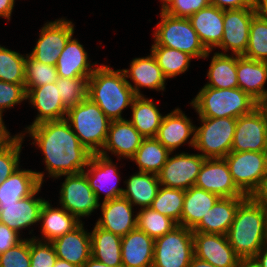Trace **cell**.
I'll return each mask as SVG.
<instances>
[{"mask_svg": "<svg viewBox=\"0 0 267 267\" xmlns=\"http://www.w3.org/2000/svg\"><path fill=\"white\" fill-rule=\"evenodd\" d=\"M44 155L50 177L82 172L92 153L80 142L66 119L45 121L25 128Z\"/></svg>", "mask_w": 267, "mask_h": 267, "instance_id": "1", "label": "cell"}, {"mask_svg": "<svg viewBox=\"0 0 267 267\" xmlns=\"http://www.w3.org/2000/svg\"><path fill=\"white\" fill-rule=\"evenodd\" d=\"M30 239H23L0 254V267H30Z\"/></svg>", "mask_w": 267, "mask_h": 267, "instance_id": "47", "label": "cell"}, {"mask_svg": "<svg viewBox=\"0 0 267 267\" xmlns=\"http://www.w3.org/2000/svg\"><path fill=\"white\" fill-rule=\"evenodd\" d=\"M26 99L37 109L38 114L32 123L36 124L65 119L67 108L64 106L58 91L56 83L45 84L44 86L34 87L27 91Z\"/></svg>", "mask_w": 267, "mask_h": 267, "instance_id": "23", "label": "cell"}, {"mask_svg": "<svg viewBox=\"0 0 267 267\" xmlns=\"http://www.w3.org/2000/svg\"><path fill=\"white\" fill-rule=\"evenodd\" d=\"M194 257L193 231L178 225L154 239L152 267H188Z\"/></svg>", "mask_w": 267, "mask_h": 267, "instance_id": "9", "label": "cell"}, {"mask_svg": "<svg viewBox=\"0 0 267 267\" xmlns=\"http://www.w3.org/2000/svg\"><path fill=\"white\" fill-rule=\"evenodd\" d=\"M25 133H19L8 146L0 149V184L19 168V158Z\"/></svg>", "mask_w": 267, "mask_h": 267, "instance_id": "45", "label": "cell"}, {"mask_svg": "<svg viewBox=\"0 0 267 267\" xmlns=\"http://www.w3.org/2000/svg\"><path fill=\"white\" fill-rule=\"evenodd\" d=\"M124 183L126 189H123L122 197L133 206H141L140 209L151 206L161 186L156 174L146 172H137Z\"/></svg>", "mask_w": 267, "mask_h": 267, "instance_id": "33", "label": "cell"}, {"mask_svg": "<svg viewBox=\"0 0 267 267\" xmlns=\"http://www.w3.org/2000/svg\"><path fill=\"white\" fill-rule=\"evenodd\" d=\"M19 236V233L0 223V254L21 242L23 239Z\"/></svg>", "mask_w": 267, "mask_h": 267, "instance_id": "50", "label": "cell"}, {"mask_svg": "<svg viewBox=\"0 0 267 267\" xmlns=\"http://www.w3.org/2000/svg\"><path fill=\"white\" fill-rule=\"evenodd\" d=\"M34 236L30 238V267H53L57 260L55 248L51 242H44Z\"/></svg>", "mask_w": 267, "mask_h": 267, "instance_id": "46", "label": "cell"}, {"mask_svg": "<svg viewBox=\"0 0 267 267\" xmlns=\"http://www.w3.org/2000/svg\"><path fill=\"white\" fill-rule=\"evenodd\" d=\"M161 21L154 31L152 46H165L188 53L194 58H207V51L188 18L174 17L161 10Z\"/></svg>", "mask_w": 267, "mask_h": 267, "instance_id": "6", "label": "cell"}, {"mask_svg": "<svg viewBox=\"0 0 267 267\" xmlns=\"http://www.w3.org/2000/svg\"><path fill=\"white\" fill-rule=\"evenodd\" d=\"M194 256L216 267H237L240 258L226 235L193 232Z\"/></svg>", "mask_w": 267, "mask_h": 267, "instance_id": "17", "label": "cell"}, {"mask_svg": "<svg viewBox=\"0 0 267 267\" xmlns=\"http://www.w3.org/2000/svg\"><path fill=\"white\" fill-rule=\"evenodd\" d=\"M44 172L16 169L0 184V204H13L32 195L43 184Z\"/></svg>", "mask_w": 267, "mask_h": 267, "instance_id": "28", "label": "cell"}, {"mask_svg": "<svg viewBox=\"0 0 267 267\" xmlns=\"http://www.w3.org/2000/svg\"><path fill=\"white\" fill-rule=\"evenodd\" d=\"M15 0H0V17L10 20Z\"/></svg>", "mask_w": 267, "mask_h": 267, "instance_id": "53", "label": "cell"}, {"mask_svg": "<svg viewBox=\"0 0 267 267\" xmlns=\"http://www.w3.org/2000/svg\"><path fill=\"white\" fill-rule=\"evenodd\" d=\"M209 5V0H170L161 10L174 17L189 18Z\"/></svg>", "mask_w": 267, "mask_h": 267, "instance_id": "49", "label": "cell"}, {"mask_svg": "<svg viewBox=\"0 0 267 267\" xmlns=\"http://www.w3.org/2000/svg\"><path fill=\"white\" fill-rule=\"evenodd\" d=\"M25 84H12L0 80V115L26 99Z\"/></svg>", "mask_w": 267, "mask_h": 267, "instance_id": "48", "label": "cell"}, {"mask_svg": "<svg viewBox=\"0 0 267 267\" xmlns=\"http://www.w3.org/2000/svg\"><path fill=\"white\" fill-rule=\"evenodd\" d=\"M224 159L237 188L245 196H257L267 181L265 152L231 151Z\"/></svg>", "mask_w": 267, "mask_h": 267, "instance_id": "7", "label": "cell"}, {"mask_svg": "<svg viewBox=\"0 0 267 267\" xmlns=\"http://www.w3.org/2000/svg\"><path fill=\"white\" fill-rule=\"evenodd\" d=\"M82 267H110L105 263L100 262L99 260L95 259L94 257H90Z\"/></svg>", "mask_w": 267, "mask_h": 267, "instance_id": "57", "label": "cell"}, {"mask_svg": "<svg viewBox=\"0 0 267 267\" xmlns=\"http://www.w3.org/2000/svg\"><path fill=\"white\" fill-rule=\"evenodd\" d=\"M200 127H195L194 149L202 152L205 159L224 158L231 152L236 130V118L199 117Z\"/></svg>", "mask_w": 267, "mask_h": 267, "instance_id": "8", "label": "cell"}, {"mask_svg": "<svg viewBox=\"0 0 267 267\" xmlns=\"http://www.w3.org/2000/svg\"><path fill=\"white\" fill-rule=\"evenodd\" d=\"M267 142V105L237 118L231 151L265 152Z\"/></svg>", "mask_w": 267, "mask_h": 267, "instance_id": "10", "label": "cell"}, {"mask_svg": "<svg viewBox=\"0 0 267 267\" xmlns=\"http://www.w3.org/2000/svg\"><path fill=\"white\" fill-rule=\"evenodd\" d=\"M237 267H261L254 258L240 259Z\"/></svg>", "mask_w": 267, "mask_h": 267, "instance_id": "58", "label": "cell"}, {"mask_svg": "<svg viewBox=\"0 0 267 267\" xmlns=\"http://www.w3.org/2000/svg\"><path fill=\"white\" fill-rule=\"evenodd\" d=\"M185 190L160 186L150 208L174 220L181 226Z\"/></svg>", "mask_w": 267, "mask_h": 267, "instance_id": "39", "label": "cell"}, {"mask_svg": "<svg viewBox=\"0 0 267 267\" xmlns=\"http://www.w3.org/2000/svg\"><path fill=\"white\" fill-rule=\"evenodd\" d=\"M81 144L92 154L105 145L111 120L89 97L67 110L65 118Z\"/></svg>", "mask_w": 267, "mask_h": 267, "instance_id": "5", "label": "cell"}, {"mask_svg": "<svg viewBox=\"0 0 267 267\" xmlns=\"http://www.w3.org/2000/svg\"><path fill=\"white\" fill-rule=\"evenodd\" d=\"M143 139L144 137L129 120H112L105 145L99 154L109 157L106 153L111 151V154L119 158L123 156V158L130 159L140 147Z\"/></svg>", "mask_w": 267, "mask_h": 267, "instance_id": "21", "label": "cell"}, {"mask_svg": "<svg viewBox=\"0 0 267 267\" xmlns=\"http://www.w3.org/2000/svg\"><path fill=\"white\" fill-rule=\"evenodd\" d=\"M122 71L126 79L130 78L133 81L134 86L127 80L136 96H143L140 93V87L156 89V91L165 89L167 78L152 53L147 57L132 59L130 69H122Z\"/></svg>", "mask_w": 267, "mask_h": 267, "instance_id": "25", "label": "cell"}, {"mask_svg": "<svg viewBox=\"0 0 267 267\" xmlns=\"http://www.w3.org/2000/svg\"><path fill=\"white\" fill-rule=\"evenodd\" d=\"M188 267H216V266L210 264L209 262L200 260L194 256L191 262L189 263Z\"/></svg>", "mask_w": 267, "mask_h": 267, "instance_id": "56", "label": "cell"}, {"mask_svg": "<svg viewBox=\"0 0 267 267\" xmlns=\"http://www.w3.org/2000/svg\"><path fill=\"white\" fill-rule=\"evenodd\" d=\"M137 215V228L156 239L171 232L178 224L152 208L140 209Z\"/></svg>", "mask_w": 267, "mask_h": 267, "instance_id": "40", "label": "cell"}, {"mask_svg": "<svg viewBox=\"0 0 267 267\" xmlns=\"http://www.w3.org/2000/svg\"><path fill=\"white\" fill-rule=\"evenodd\" d=\"M41 186L30 196L13 204H0V223L20 234V230L39 222L43 198H35Z\"/></svg>", "mask_w": 267, "mask_h": 267, "instance_id": "19", "label": "cell"}, {"mask_svg": "<svg viewBox=\"0 0 267 267\" xmlns=\"http://www.w3.org/2000/svg\"><path fill=\"white\" fill-rule=\"evenodd\" d=\"M226 236L240 259L254 258L267 244V211L256 196L239 204Z\"/></svg>", "mask_w": 267, "mask_h": 267, "instance_id": "2", "label": "cell"}, {"mask_svg": "<svg viewBox=\"0 0 267 267\" xmlns=\"http://www.w3.org/2000/svg\"><path fill=\"white\" fill-rule=\"evenodd\" d=\"M220 197L195 186L185 190L181 226L193 230Z\"/></svg>", "mask_w": 267, "mask_h": 267, "instance_id": "32", "label": "cell"}, {"mask_svg": "<svg viewBox=\"0 0 267 267\" xmlns=\"http://www.w3.org/2000/svg\"><path fill=\"white\" fill-rule=\"evenodd\" d=\"M265 154H266V156H267V142H266V150H265Z\"/></svg>", "mask_w": 267, "mask_h": 267, "instance_id": "62", "label": "cell"}, {"mask_svg": "<svg viewBox=\"0 0 267 267\" xmlns=\"http://www.w3.org/2000/svg\"><path fill=\"white\" fill-rule=\"evenodd\" d=\"M162 1V9L168 4L170 0H161Z\"/></svg>", "mask_w": 267, "mask_h": 267, "instance_id": "61", "label": "cell"}, {"mask_svg": "<svg viewBox=\"0 0 267 267\" xmlns=\"http://www.w3.org/2000/svg\"><path fill=\"white\" fill-rule=\"evenodd\" d=\"M209 82L207 87L217 89L238 88L237 55L222 52L214 53L207 72Z\"/></svg>", "mask_w": 267, "mask_h": 267, "instance_id": "36", "label": "cell"}, {"mask_svg": "<svg viewBox=\"0 0 267 267\" xmlns=\"http://www.w3.org/2000/svg\"><path fill=\"white\" fill-rule=\"evenodd\" d=\"M207 51L217 48L224 32V10L209 5L188 18Z\"/></svg>", "mask_w": 267, "mask_h": 267, "instance_id": "24", "label": "cell"}, {"mask_svg": "<svg viewBox=\"0 0 267 267\" xmlns=\"http://www.w3.org/2000/svg\"><path fill=\"white\" fill-rule=\"evenodd\" d=\"M195 127L182 110L176 108L163 117L155 138L172 153L193 135L188 144L194 148Z\"/></svg>", "mask_w": 267, "mask_h": 267, "instance_id": "22", "label": "cell"}, {"mask_svg": "<svg viewBox=\"0 0 267 267\" xmlns=\"http://www.w3.org/2000/svg\"><path fill=\"white\" fill-rule=\"evenodd\" d=\"M88 97L112 120H123L122 111L136 97L122 70L97 65L88 79Z\"/></svg>", "mask_w": 267, "mask_h": 267, "instance_id": "3", "label": "cell"}, {"mask_svg": "<svg viewBox=\"0 0 267 267\" xmlns=\"http://www.w3.org/2000/svg\"><path fill=\"white\" fill-rule=\"evenodd\" d=\"M39 222H42L40 230L44 242H52L73 231L82 223V220H79L63 207L54 208L49 201H45L40 212Z\"/></svg>", "mask_w": 267, "mask_h": 267, "instance_id": "31", "label": "cell"}, {"mask_svg": "<svg viewBox=\"0 0 267 267\" xmlns=\"http://www.w3.org/2000/svg\"><path fill=\"white\" fill-rule=\"evenodd\" d=\"M123 267H152L154 239L138 228L130 231L121 240Z\"/></svg>", "mask_w": 267, "mask_h": 267, "instance_id": "27", "label": "cell"}, {"mask_svg": "<svg viewBox=\"0 0 267 267\" xmlns=\"http://www.w3.org/2000/svg\"><path fill=\"white\" fill-rule=\"evenodd\" d=\"M66 176L60 189L59 203L66 211L77 217H89L99 208V199L89 186L83 172Z\"/></svg>", "mask_w": 267, "mask_h": 267, "instance_id": "11", "label": "cell"}, {"mask_svg": "<svg viewBox=\"0 0 267 267\" xmlns=\"http://www.w3.org/2000/svg\"><path fill=\"white\" fill-rule=\"evenodd\" d=\"M171 152L156 138H144L136 153L130 158L139 172L158 174Z\"/></svg>", "mask_w": 267, "mask_h": 267, "instance_id": "37", "label": "cell"}, {"mask_svg": "<svg viewBox=\"0 0 267 267\" xmlns=\"http://www.w3.org/2000/svg\"><path fill=\"white\" fill-rule=\"evenodd\" d=\"M255 8L224 10V32L218 48L242 56L247 49L250 25Z\"/></svg>", "mask_w": 267, "mask_h": 267, "instance_id": "15", "label": "cell"}, {"mask_svg": "<svg viewBox=\"0 0 267 267\" xmlns=\"http://www.w3.org/2000/svg\"><path fill=\"white\" fill-rule=\"evenodd\" d=\"M246 197H220L193 232L227 235L239 204Z\"/></svg>", "mask_w": 267, "mask_h": 267, "instance_id": "29", "label": "cell"}, {"mask_svg": "<svg viewBox=\"0 0 267 267\" xmlns=\"http://www.w3.org/2000/svg\"><path fill=\"white\" fill-rule=\"evenodd\" d=\"M194 186L219 197H247L235 185L224 158L205 159Z\"/></svg>", "mask_w": 267, "mask_h": 267, "instance_id": "16", "label": "cell"}, {"mask_svg": "<svg viewBox=\"0 0 267 267\" xmlns=\"http://www.w3.org/2000/svg\"><path fill=\"white\" fill-rule=\"evenodd\" d=\"M205 158L201 154L180 153L168 156L157 174L161 186L187 190L196 183Z\"/></svg>", "mask_w": 267, "mask_h": 267, "instance_id": "12", "label": "cell"}, {"mask_svg": "<svg viewBox=\"0 0 267 267\" xmlns=\"http://www.w3.org/2000/svg\"><path fill=\"white\" fill-rule=\"evenodd\" d=\"M199 117L220 118L250 114L259 104L240 88L217 89L203 86L190 103Z\"/></svg>", "mask_w": 267, "mask_h": 267, "instance_id": "4", "label": "cell"}, {"mask_svg": "<svg viewBox=\"0 0 267 267\" xmlns=\"http://www.w3.org/2000/svg\"><path fill=\"white\" fill-rule=\"evenodd\" d=\"M150 51L167 79L185 73L193 58L188 53L165 46H151Z\"/></svg>", "mask_w": 267, "mask_h": 267, "instance_id": "38", "label": "cell"}, {"mask_svg": "<svg viewBox=\"0 0 267 267\" xmlns=\"http://www.w3.org/2000/svg\"><path fill=\"white\" fill-rule=\"evenodd\" d=\"M88 79L89 77L57 78L59 95L67 109L88 97Z\"/></svg>", "mask_w": 267, "mask_h": 267, "instance_id": "44", "label": "cell"}, {"mask_svg": "<svg viewBox=\"0 0 267 267\" xmlns=\"http://www.w3.org/2000/svg\"><path fill=\"white\" fill-rule=\"evenodd\" d=\"M254 259L261 267H267V244H265L256 254Z\"/></svg>", "mask_w": 267, "mask_h": 267, "instance_id": "55", "label": "cell"}, {"mask_svg": "<svg viewBox=\"0 0 267 267\" xmlns=\"http://www.w3.org/2000/svg\"><path fill=\"white\" fill-rule=\"evenodd\" d=\"M3 115H0V149L5 148L9 144H11L19 134L15 136H10L9 131L7 130L4 122H3Z\"/></svg>", "mask_w": 267, "mask_h": 267, "instance_id": "52", "label": "cell"}, {"mask_svg": "<svg viewBox=\"0 0 267 267\" xmlns=\"http://www.w3.org/2000/svg\"><path fill=\"white\" fill-rule=\"evenodd\" d=\"M81 223L73 231L52 241L59 259L82 267L91 257V235Z\"/></svg>", "mask_w": 267, "mask_h": 267, "instance_id": "26", "label": "cell"}, {"mask_svg": "<svg viewBox=\"0 0 267 267\" xmlns=\"http://www.w3.org/2000/svg\"><path fill=\"white\" fill-rule=\"evenodd\" d=\"M100 207L102 216L96 222L98 227L120 237L137 228V215L133 217V205L126 198L102 202Z\"/></svg>", "mask_w": 267, "mask_h": 267, "instance_id": "18", "label": "cell"}, {"mask_svg": "<svg viewBox=\"0 0 267 267\" xmlns=\"http://www.w3.org/2000/svg\"><path fill=\"white\" fill-rule=\"evenodd\" d=\"M264 205L266 211H267V181L265 182L262 190L259 192V194L256 196Z\"/></svg>", "mask_w": 267, "mask_h": 267, "instance_id": "59", "label": "cell"}, {"mask_svg": "<svg viewBox=\"0 0 267 267\" xmlns=\"http://www.w3.org/2000/svg\"><path fill=\"white\" fill-rule=\"evenodd\" d=\"M87 169V171L84 169L82 172L98 199H100L102 191L105 192L103 202L122 197L123 188L117 187L120 175L116 164L112 162L110 157L92 154L87 164Z\"/></svg>", "mask_w": 267, "mask_h": 267, "instance_id": "14", "label": "cell"}, {"mask_svg": "<svg viewBox=\"0 0 267 267\" xmlns=\"http://www.w3.org/2000/svg\"><path fill=\"white\" fill-rule=\"evenodd\" d=\"M254 8L256 15L267 23V0H255Z\"/></svg>", "mask_w": 267, "mask_h": 267, "instance_id": "54", "label": "cell"}, {"mask_svg": "<svg viewBox=\"0 0 267 267\" xmlns=\"http://www.w3.org/2000/svg\"><path fill=\"white\" fill-rule=\"evenodd\" d=\"M132 119L129 121L144 138H155L163 117L152 99L136 96L131 104Z\"/></svg>", "mask_w": 267, "mask_h": 267, "instance_id": "34", "label": "cell"}, {"mask_svg": "<svg viewBox=\"0 0 267 267\" xmlns=\"http://www.w3.org/2000/svg\"><path fill=\"white\" fill-rule=\"evenodd\" d=\"M94 64L88 60V54L83 45L72 36L59 55L55 67L58 77L77 78L90 77L96 69L97 62Z\"/></svg>", "mask_w": 267, "mask_h": 267, "instance_id": "30", "label": "cell"}, {"mask_svg": "<svg viewBox=\"0 0 267 267\" xmlns=\"http://www.w3.org/2000/svg\"><path fill=\"white\" fill-rule=\"evenodd\" d=\"M238 88L247 93L259 105H267V62L237 55Z\"/></svg>", "mask_w": 267, "mask_h": 267, "instance_id": "20", "label": "cell"}, {"mask_svg": "<svg viewBox=\"0 0 267 267\" xmlns=\"http://www.w3.org/2000/svg\"><path fill=\"white\" fill-rule=\"evenodd\" d=\"M91 235V256L110 267H123L121 256L122 237L97 225Z\"/></svg>", "mask_w": 267, "mask_h": 267, "instance_id": "35", "label": "cell"}, {"mask_svg": "<svg viewBox=\"0 0 267 267\" xmlns=\"http://www.w3.org/2000/svg\"><path fill=\"white\" fill-rule=\"evenodd\" d=\"M242 56L267 62V23L256 14L250 25L246 52Z\"/></svg>", "mask_w": 267, "mask_h": 267, "instance_id": "43", "label": "cell"}, {"mask_svg": "<svg viewBox=\"0 0 267 267\" xmlns=\"http://www.w3.org/2000/svg\"><path fill=\"white\" fill-rule=\"evenodd\" d=\"M74 34V24L66 19L47 22L30 55L37 61L56 66L59 55Z\"/></svg>", "mask_w": 267, "mask_h": 267, "instance_id": "13", "label": "cell"}, {"mask_svg": "<svg viewBox=\"0 0 267 267\" xmlns=\"http://www.w3.org/2000/svg\"><path fill=\"white\" fill-rule=\"evenodd\" d=\"M57 69L53 65L39 62L27 54L25 64V89L26 92L34 87L56 83Z\"/></svg>", "mask_w": 267, "mask_h": 267, "instance_id": "42", "label": "cell"}, {"mask_svg": "<svg viewBox=\"0 0 267 267\" xmlns=\"http://www.w3.org/2000/svg\"><path fill=\"white\" fill-rule=\"evenodd\" d=\"M210 5L222 10L254 8L255 0H209Z\"/></svg>", "mask_w": 267, "mask_h": 267, "instance_id": "51", "label": "cell"}, {"mask_svg": "<svg viewBox=\"0 0 267 267\" xmlns=\"http://www.w3.org/2000/svg\"><path fill=\"white\" fill-rule=\"evenodd\" d=\"M53 267H78V266L71 264L68 261H64V260L57 258L55 265Z\"/></svg>", "mask_w": 267, "mask_h": 267, "instance_id": "60", "label": "cell"}, {"mask_svg": "<svg viewBox=\"0 0 267 267\" xmlns=\"http://www.w3.org/2000/svg\"><path fill=\"white\" fill-rule=\"evenodd\" d=\"M26 57L27 55H21L0 45V80L24 84Z\"/></svg>", "mask_w": 267, "mask_h": 267, "instance_id": "41", "label": "cell"}]
</instances>
